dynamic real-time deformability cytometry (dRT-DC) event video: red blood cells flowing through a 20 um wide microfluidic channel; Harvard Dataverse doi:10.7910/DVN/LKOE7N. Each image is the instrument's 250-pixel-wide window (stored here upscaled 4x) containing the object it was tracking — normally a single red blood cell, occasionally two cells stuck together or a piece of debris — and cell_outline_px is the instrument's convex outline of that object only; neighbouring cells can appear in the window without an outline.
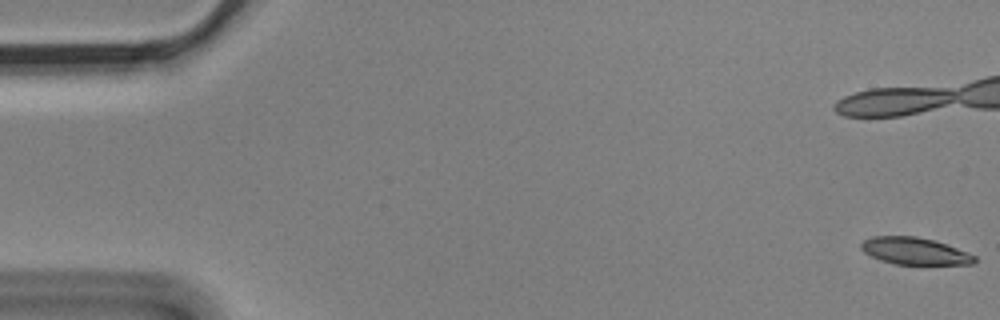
{"species": "Egyptian fruit bat (a non-hibernating species)", "species_latin": "Rousettus aegyptiacus", "temperature_condition": "cold", "stored_images_in_passage": 10, "camera_frame_rate_fps": 3000, "um_per_image_px": 0.085, "animal": {"sex": "male"}, "frame": {"image": 1, "passage_image": 1, "time_ms": 0.0, "image_size_px": [1000, 320], "cell_outline_px": [[976, 260], [972, 264], [896, 264], [880, 260], [864, 252], [860, 248], [860, 244], [864, 240], [872, 236], [916, 236], [932, 240], [968, 252], [976, 256]], "centroid_in_image_um": [77.72, 21.34], "position_along_channel_um": 7.3, "area_um2": 17.69}}
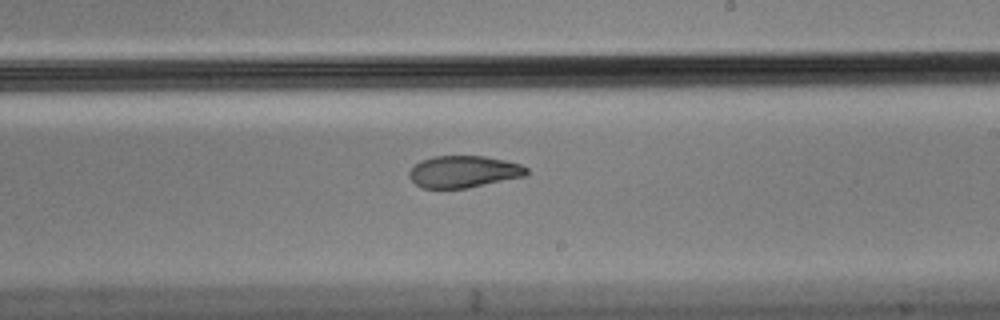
{"frame": {"image": 2, "passage_image": 10, "time_ms": 3.0, "image_size_px": [1000, 320], "cell_outline_px": [[528, 176], [468, 188], [420, 188], [408, 176], [408, 172], [420, 160], [432, 156], [484, 156], [504, 160], [520, 164], [528, 168]], "centroid_in_image_um": [39.43, 14.6], "position_along_channel_um": 249.6, "area_um2": 22.02}}